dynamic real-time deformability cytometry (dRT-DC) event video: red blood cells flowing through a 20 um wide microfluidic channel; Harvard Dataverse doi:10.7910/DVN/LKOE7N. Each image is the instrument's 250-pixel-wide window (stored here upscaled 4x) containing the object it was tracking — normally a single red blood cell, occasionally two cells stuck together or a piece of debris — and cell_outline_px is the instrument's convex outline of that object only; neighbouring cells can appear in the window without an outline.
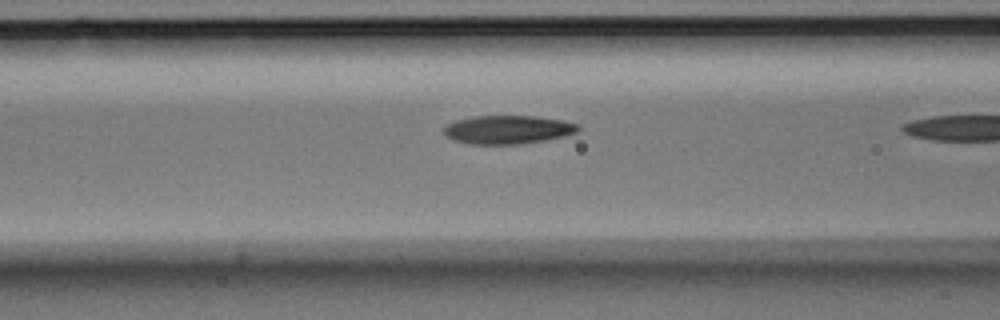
{"species": "Egyptian fruit bat (a non-hibernating species)", "species_latin": "Rousettus aegyptiacus", "temperature_condition": "room temperature", "stored_images_in_passage": 18, "camera_frame_rate_fps": 3000, "um_per_image_px": 0.085, "animal": {"sex": "male"}, "frame": {"image": 1, "passage_image": 17, "time_ms": 5.333, "image_size_px": [1000, 320], "cell_outline_px": [[580, 132], [564, 136], [544, 140], [520, 144], [468, 144], [456, 140], [448, 136], [444, 132], [444, 124], [456, 120], [472, 116], [536, 116], [564, 120], [580, 124]], "centroid_in_image_um": [43.21, 11.01], "position_along_channel_um": 123.4, "area_um2": 22.48}}